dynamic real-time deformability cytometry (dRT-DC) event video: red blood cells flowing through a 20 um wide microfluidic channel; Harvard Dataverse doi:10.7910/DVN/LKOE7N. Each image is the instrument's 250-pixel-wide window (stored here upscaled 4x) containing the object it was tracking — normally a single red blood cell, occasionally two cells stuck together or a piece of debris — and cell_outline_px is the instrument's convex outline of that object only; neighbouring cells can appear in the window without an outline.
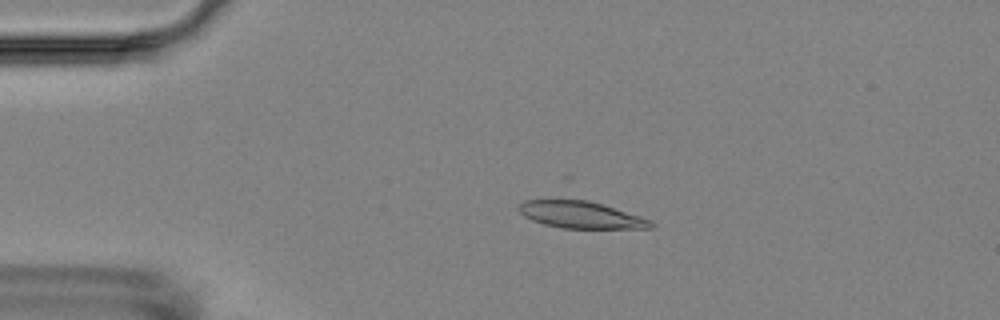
{"species": "Egyptian fruit bat (a non-hibernating species)", "species_latin": "Rousettus aegyptiacus", "temperature_condition": "room temperature", "stored_images_in_passage": 4, "camera_frame_rate_fps": 3000, "um_per_image_px": 0.085, "animal": {"sex": "female"}, "frame": {"image": 1, "passage_image": 3, "time_ms": 2.333, "image_size_px": [1000, 320], "cell_outline_px": [[656, 224], [652, 228], [560, 228], [544, 224], [532, 220], [524, 216], [516, 208], [524, 200], [588, 200], [640, 216], [652, 220]], "centroid_in_image_um": [49.37, 18.27], "position_along_channel_um": 35.6, "area_um2": 20.58}}